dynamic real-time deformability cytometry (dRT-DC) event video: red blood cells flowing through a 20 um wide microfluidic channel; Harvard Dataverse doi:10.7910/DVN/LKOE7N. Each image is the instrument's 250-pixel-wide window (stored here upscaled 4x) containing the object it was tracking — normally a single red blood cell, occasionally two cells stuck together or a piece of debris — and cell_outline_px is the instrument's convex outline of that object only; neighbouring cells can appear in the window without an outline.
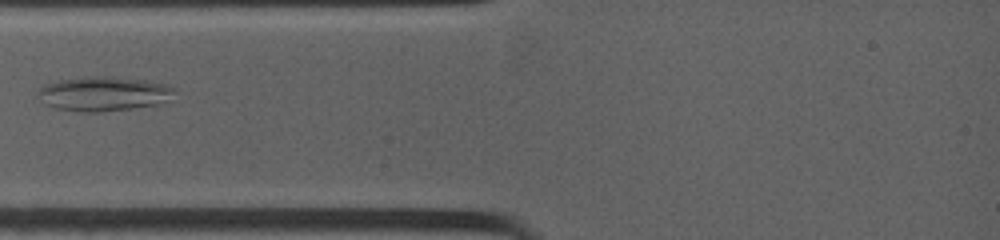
{"species": "common noctule bat (a hibernating species)", "species_latin": "Nyctalus noctula", "temperature_condition": "warm", "stored_images_in_passage": 6, "camera_frame_rate_fps": 4500, "um_per_image_px": 0.085, "animal": {"sex": "female", "body_mass_g": 19.0, "forearm_length_mm": 53.3}, "frame": {"image": 1, "passage_image": 4, "time_ms": 2.222, "image_size_px": [1000, 240], "cell_outline_px": [[176, 88], [172, 92], [156, 104], [100, 112], [80, 112], [52, 108], [44, 104], [36, 92], [44, 84], [60, 80], [84, 76], [112, 76], [144, 80], [168, 84]], "centroid_in_image_um": [8.68, 7.95], "position_along_channel_um": 76.3, "area_um2": 27.17}}
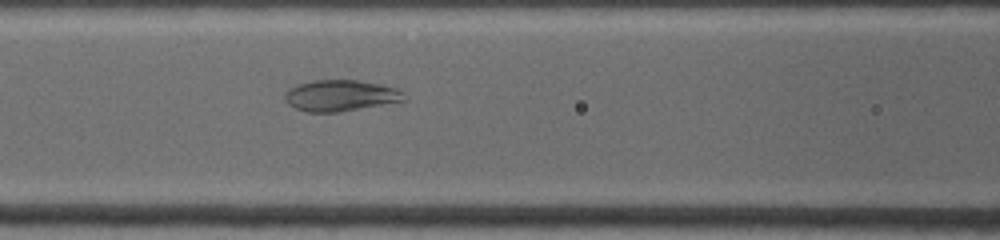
{"frame": {"image": 2, "passage_image": 6, "time_ms": 3.778, "image_size_px": [1000, 240], "cell_outline_px": [[408, 100], [336, 112], [308, 112], [296, 108], [288, 104], [284, 100], [284, 92], [288, 88], [296, 84], [312, 80], [360, 80], [380, 84], [396, 88], [404, 92]], "centroid_in_image_um": [28.93, 8.11], "position_along_channel_um": 137.7, "area_um2": 21.85}}